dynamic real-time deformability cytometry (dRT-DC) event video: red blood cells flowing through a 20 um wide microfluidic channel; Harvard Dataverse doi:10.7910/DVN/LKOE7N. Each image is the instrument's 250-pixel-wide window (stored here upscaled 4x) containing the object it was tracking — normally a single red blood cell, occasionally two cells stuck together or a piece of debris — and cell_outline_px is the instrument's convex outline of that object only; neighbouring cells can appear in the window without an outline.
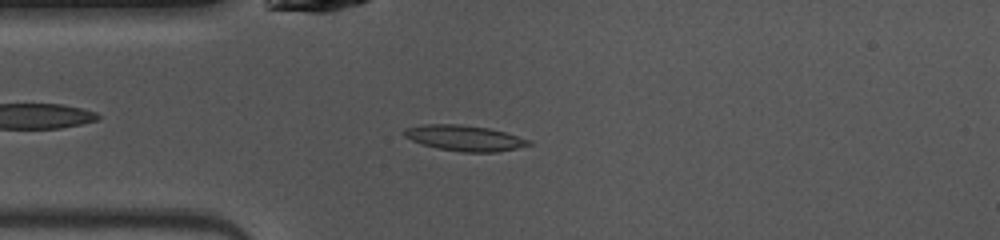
{"species": "common noctule bat (a hibernating species)", "species_latin": "Nyctalus noctula", "temperature_condition": "warm", "stored_images_in_passage": 24, "camera_frame_rate_fps": 3000, "um_per_image_px": 0.085, "animal": {"sex": "female", "body_mass_g": 10.0, "forearm_length_mm": 53.1}, "frame": {"image": 1, "passage_image": 2, "time_ms": 0.333, "image_size_px": [1000, 240], "cell_outline_px": [[532, 144], [516, 148], [496, 152], [460, 152], [440, 148], [424, 144], [412, 140], [404, 136], [400, 132], [404, 128], [424, 124], [460, 124], [488, 128], [504, 132], [532, 140]], "centroid_in_image_um": [39.47, 11.72], "position_along_channel_um": 45.5, "area_um2": 18.55}}
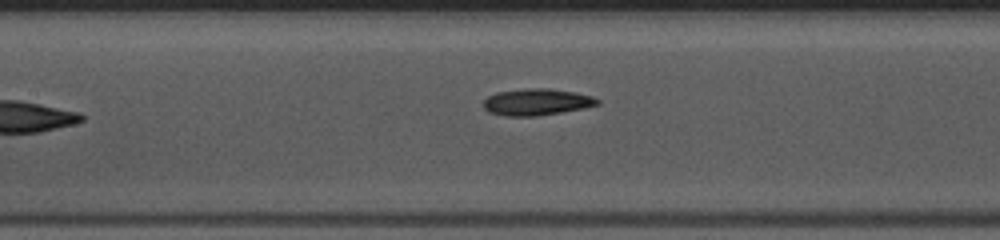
{"frame": {"image": 2, "passage_image": 11, "time_ms": 3.333, "image_size_px": [1000, 240], "cell_outline_px": [[600, 104], [584, 108], [536, 116], [504, 116], [488, 112], [484, 108], [484, 100], [488, 96], [496, 92], [528, 88], [548, 88], [572, 92], [592, 96], [600, 100]], "centroid_in_image_um": [45.6, 8.67], "position_along_channel_um": 161.8, "area_um2": 17.63}}
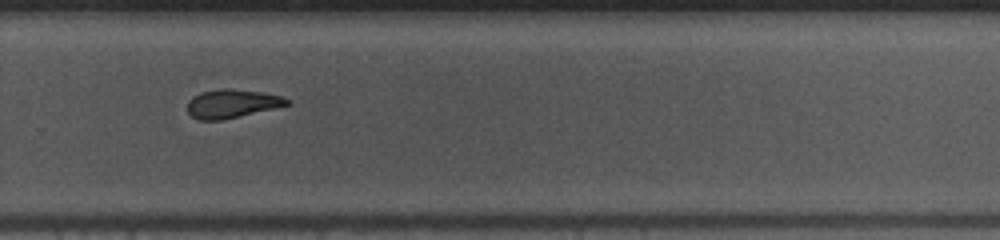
{"frame": {"image": 3, "passage_image": 22, "time_ms": 7.0, "image_size_px": [1000, 240], "cell_outline_px": [[292, 104], [220, 120], [200, 120], [192, 116], [188, 112], [188, 100], [192, 96], [204, 92], [224, 88], [228, 88], [260, 92], [280, 96], [292, 100]], "centroid_in_image_um": [19.73, 8.8], "position_along_channel_um": 310.1, "area_um2": 16.3}}